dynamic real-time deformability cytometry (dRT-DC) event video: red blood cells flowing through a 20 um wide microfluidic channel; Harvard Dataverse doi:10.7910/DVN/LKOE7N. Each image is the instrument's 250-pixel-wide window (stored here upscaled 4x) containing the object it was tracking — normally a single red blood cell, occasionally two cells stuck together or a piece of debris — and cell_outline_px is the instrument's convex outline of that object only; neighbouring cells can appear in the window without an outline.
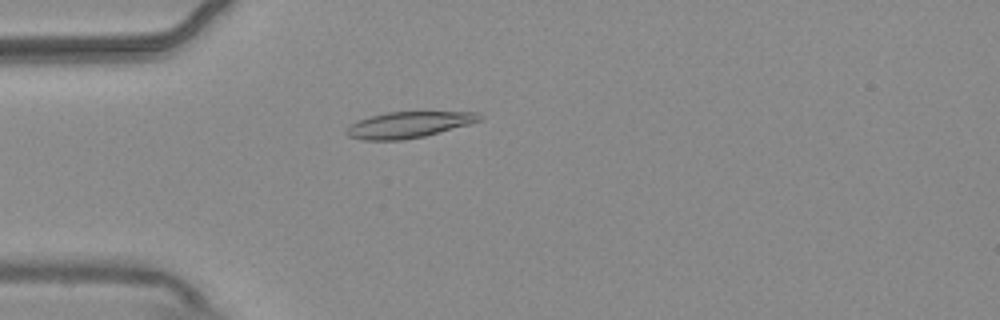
{"species": "common noctule bat (a hibernating species)", "species_latin": "Nyctalus noctula", "temperature_condition": "warm", "stored_images_in_passage": 42, "camera_frame_rate_fps": 3000, "um_per_image_px": 0.085, "animal": {"sex": "male", "body_mass_g": 20.4}, "frame": {"image": 1, "passage_image": 2, "time_ms": 0.333, "image_size_px": [1000, 320], "cell_outline_px": [[484, 120], [472, 124], [424, 136], [400, 140], [364, 140], [348, 136], [344, 132], [348, 124], [356, 120], [388, 112], [476, 112], [484, 116]], "centroid_in_image_um": [34.75, 10.6], "position_along_channel_um": 50.3, "area_um2": 20.46}}
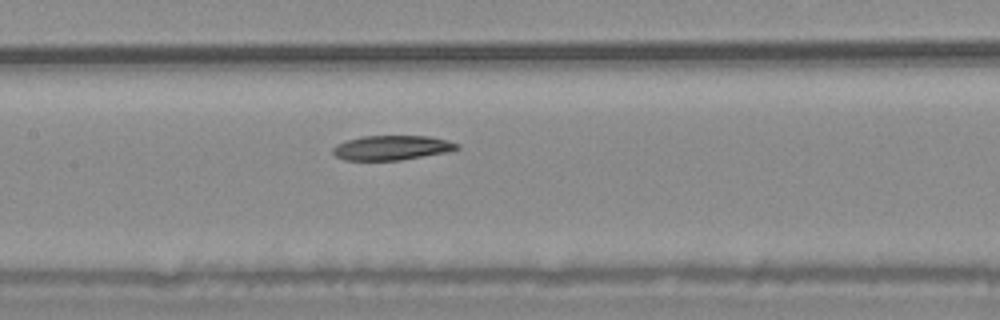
{"frame": {"image": 2, "passage_image": 13, "time_ms": 4.0, "image_size_px": [1000, 320], "cell_outline_px": [[460, 148], [448, 152], [400, 160], [344, 160], [336, 156], [332, 152], [332, 148], [336, 144], [360, 136], [428, 136], [448, 140], [460, 144]], "centroid_in_image_um": [33.31, 12.55], "position_along_channel_um": 174.1, "area_um2": 17.86}}
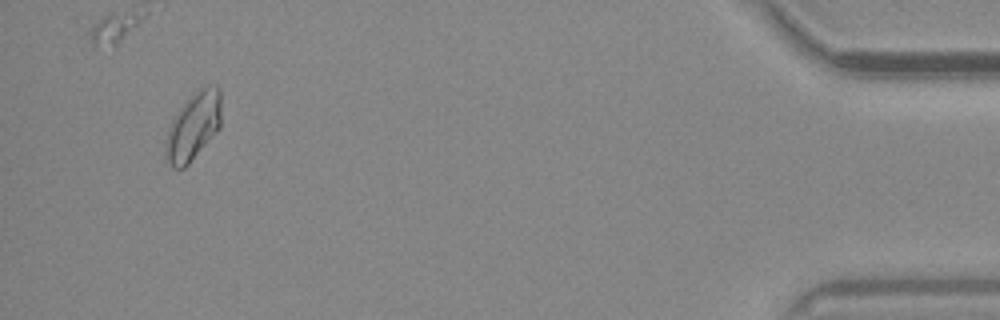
{"frame": {"image": 3, "passage_image": 39, "time_ms": 12.667, "image_size_px": [1000, 320], "cell_outline_px": [[220, 128], [188, 164], [184, 168], [172, 168], [164, 156], [164, 152], [168, 128], [172, 120], [180, 108], [200, 88], [208, 84], [216, 84], [220, 88]], "centroid_in_image_um": [16.43, 10.74], "position_along_channel_um": 418.8, "area_um2": 21.79}}